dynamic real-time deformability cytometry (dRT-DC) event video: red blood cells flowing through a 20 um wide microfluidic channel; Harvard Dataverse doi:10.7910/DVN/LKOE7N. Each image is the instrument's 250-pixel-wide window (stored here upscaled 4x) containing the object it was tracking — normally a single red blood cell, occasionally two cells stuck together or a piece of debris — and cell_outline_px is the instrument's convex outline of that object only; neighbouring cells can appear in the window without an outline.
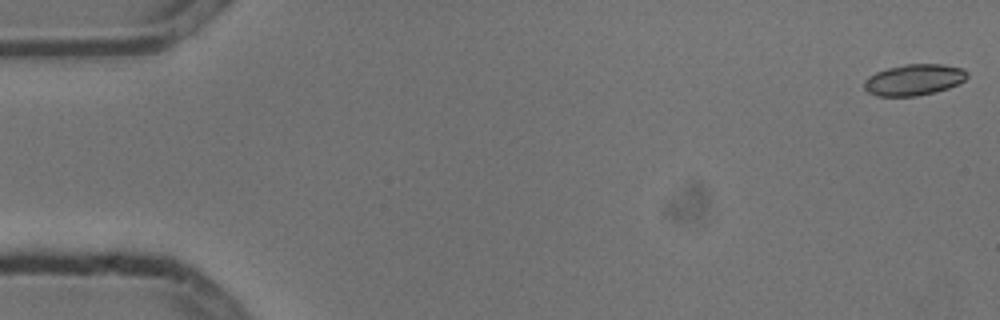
{"species": "common noctule bat (a hibernating species)", "species_latin": "Nyctalus noctula", "temperature_condition": "cold", "stored_images_in_passage": 6, "segment_of_instrument_passage": [1, 2], "camera_frame_rate_fps": 3000, "um_per_image_px": 0.085, "animal": {"sex": "male", "body_mass_g": 13.3}, "frame": {"image": 1, "passage_image": 1, "time_ms": 0.0, "image_size_px": [1000, 320], "cell_outline_px": [[968, 76], [964, 80], [948, 88], [936, 92], [916, 96], [876, 96], [868, 92], [864, 88], [864, 80], [868, 76], [876, 72], [888, 68], [904, 64], [944, 64], [964, 68], [968, 72]], "centroid_in_image_um": [77.69, 6.77], "position_along_channel_um": 7.3, "area_um2": 18.84}}
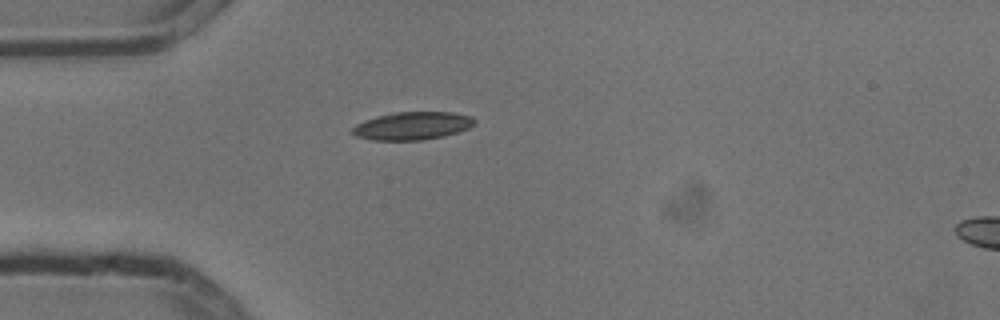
{"frame": {"image": 2, "passage_image": 5, "time_ms": 1.333, "image_size_px": [1000, 320], "cell_outline_px": [[476, 120], [468, 128], [444, 136], [424, 140], [372, 140], [356, 136], [352, 132], [352, 128], [356, 124], [364, 120], [376, 116], [392, 112], [452, 112], [472, 116]], "centroid_in_image_um": [35.03, 10.69], "position_along_channel_um": 50.0, "area_um2": 19.88}}